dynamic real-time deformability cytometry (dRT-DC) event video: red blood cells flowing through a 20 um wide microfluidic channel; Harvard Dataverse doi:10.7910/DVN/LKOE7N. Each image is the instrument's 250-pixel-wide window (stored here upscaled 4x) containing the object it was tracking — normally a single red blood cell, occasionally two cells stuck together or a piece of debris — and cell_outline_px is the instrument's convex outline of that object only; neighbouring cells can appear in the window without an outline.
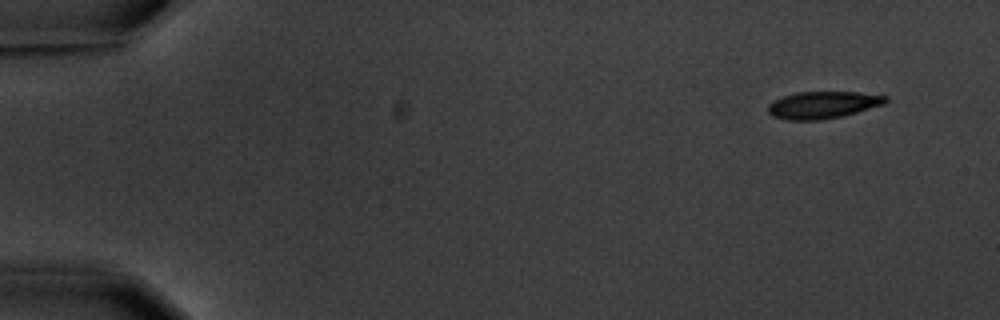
{"species": "common noctule bat (a hibernating species)", "species_latin": "Nyctalus noctula", "temperature_condition": "warm", "stored_images_in_passage": 5, "camera_frame_rate_fps": 3000, "um_per_image_px": 0.085, "animal": {"sex": "male", "body_mass_g": 20.1, "forearm_length_mm": 53.5}, "frame": {"image": 1, "passage_image": 1, "time_ms": 0.0, "image_size_px": [1000, 320], "cell_outline_px": [[888, 100], [884, 104], [844, 116], [820, 120], [788, 120], [772, 116], [768, 112], [768, 104], [784, 96], [796, 92], [856, 92], [888, 96]], "centroid_in_image_um": [69.95, 8.92], "position_along_channel_um": 15.0, "area_um2": 18.55}}
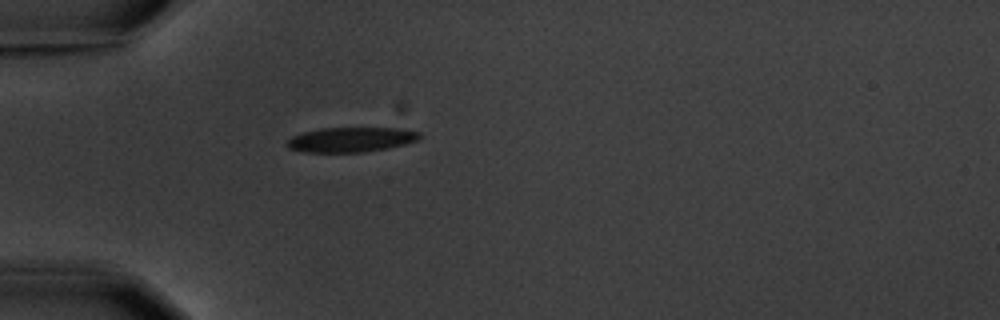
{"frame": {"image": 2, "passage_image": 5, "time_ms": 4.333, "image_size_px": [1000, 320], "cell_outline_px": [[420, 136], [416, 140], [404, 144], [388, 148], [360, 152], [304, 152], [288, 148], [288, 140], [292, 136], [304, 132], [320, 128], [400, 128], [420, 132]], "centroid_in_image_um": [29.82, 11.86], "position_along_channel_um": 55.2, "area_um2": 18.96}}